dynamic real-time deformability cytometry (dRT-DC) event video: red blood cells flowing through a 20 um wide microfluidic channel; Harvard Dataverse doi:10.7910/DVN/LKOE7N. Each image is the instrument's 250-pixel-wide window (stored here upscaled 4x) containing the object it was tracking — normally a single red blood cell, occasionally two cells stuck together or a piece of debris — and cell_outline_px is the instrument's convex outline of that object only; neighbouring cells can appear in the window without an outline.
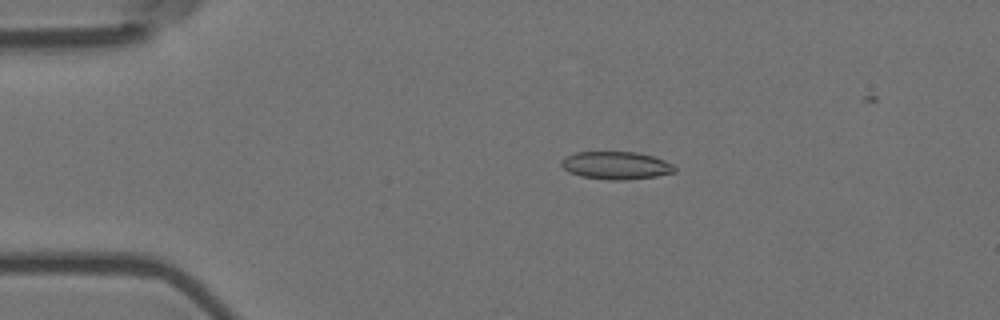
{"species": "Egyptian fruit bat (a non-hibernating species)", "species_latin": "Rousettus aegyptiacus", "temperature_condition": "room temperature", "stored_images_in_passage": 27, "camera_frame_rate_fps": 3000, "um_per_image_px": 0.085, "animal": {"sex": "female"}, "frame": {"image": 1, "passage_image": 10, "time_ms": 3.0, "image_size_px": [1000, 320], "cell_outline_px": [[676, 172], [656, 176], [624, 180], [608, 180], [580, 176], [568, 172], [560, 164], [560, 160], [564, 156], [576, 152], [636, 152], [652, 156], [664, 160], [672, 164], [676, 168]], "centroid_in_image_um": [52.33, 14.06], "position_along_channel_um": 32.7, "area_um2": 18.44}}
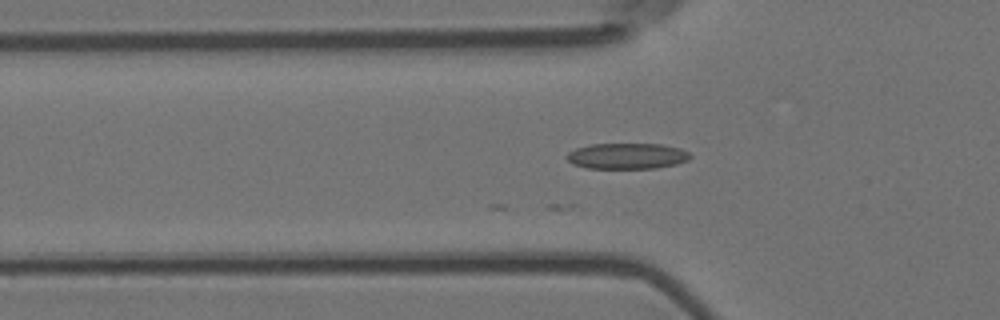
{"frame": {"image": 2, "passage_image": 17, "time_ms": 5.333, "image_size_px": [1000, 320], "cell_outline_px": [[692, 156], [688, 160], [676, 164], [656, 168], [588, 168], [572, 164], [564, 156], [568, 152], [576, 148], [592, 144], [660, 144], [680, 148], [688, 152]], "centroid_in_image_um": [53.28, 13.26], "position_along_channel_um": 72.5, "area_um2": 18.61}}